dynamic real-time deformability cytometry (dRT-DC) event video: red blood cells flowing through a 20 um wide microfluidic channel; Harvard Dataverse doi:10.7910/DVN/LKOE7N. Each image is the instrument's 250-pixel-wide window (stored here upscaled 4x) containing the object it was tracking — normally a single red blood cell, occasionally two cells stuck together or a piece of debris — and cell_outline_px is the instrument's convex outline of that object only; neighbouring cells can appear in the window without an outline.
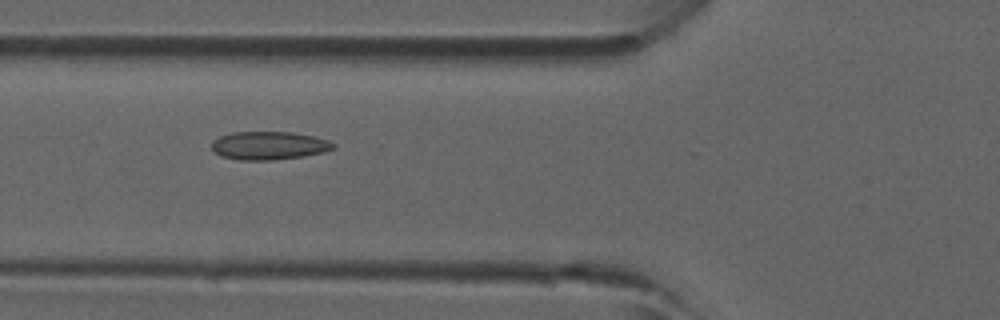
{"species": "common noctule bat (a hibernating species)", "species_latin": "Nyctalus noctula", "temperature_condition": "room temperature", "stored_images_in_passage": 14, "camera_frame_rate_fps": 3000, "um_per_image_px": 0.085, "animal": {"sex": "male", "forearm_length_mm": 52.5}, "frame": {"image": 1, "passage_image": 8, "time_ms": 2.333, "image_size_px": [1000, 320], "cell_outline_px": [[336, 148], [324, 152], [304, 156], [272, 160], [240, 160], [220, 156], [212, 152], [212, 140], [220, 136], [232, 132], [292, 132], [312, 136], [328, 140], [336, 144]], "centroid_in_image_um": [22.84, 12.38], "position_along_channel_um": 103.0, "area_um2": 20.17}}
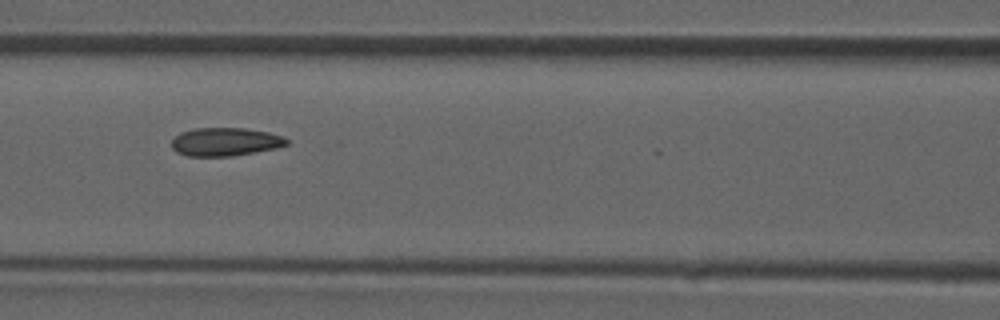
{"frame": {"image": 2, "passage_image": 11, "time_ms": 3.333, "image_size_px": [1000, 320], "cell_outline_px": [[288, 144], [276, 148], [256, 152], [232, 156], [188, 156], [176, 152], [172, 148], [172, 140], [180, 132], [196, 128], [244, 128], [268, 132], [284, 136], [288, 140]], "centroid_in_image_um": [19.15, 12.05], "position_along_channel_um": 147.4, "area_um2": 19.02}}